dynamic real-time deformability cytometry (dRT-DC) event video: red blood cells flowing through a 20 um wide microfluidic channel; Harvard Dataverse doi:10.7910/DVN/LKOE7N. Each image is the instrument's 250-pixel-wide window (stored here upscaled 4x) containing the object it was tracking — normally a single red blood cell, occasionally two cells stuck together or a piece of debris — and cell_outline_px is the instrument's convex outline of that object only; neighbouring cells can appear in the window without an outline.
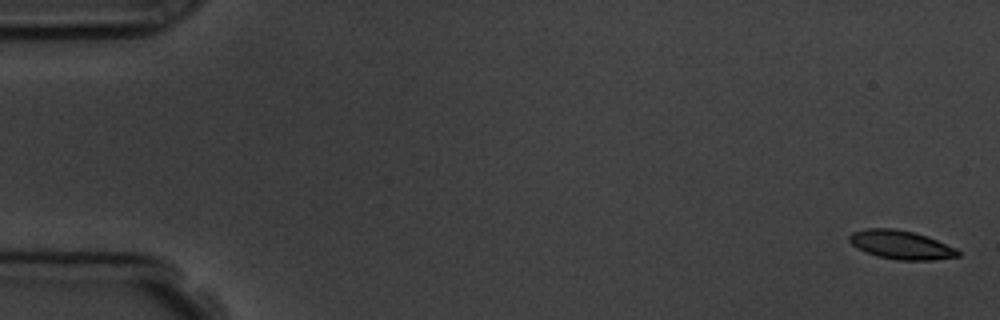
{"species": "common noctule bat (a hibernating species)", "species_latin": "Nyctalus noctula", "temperature_condition": "room temperature", "stored_images_in_passage": 6, "camera_frame_rate_fps": 3000, "um_per_image_px": 0.085, "animal": {"sex": "male", "body_mass_g": 19.5, "forearm_length_mm": 54.6}, "frame": {"image": 1, "passage_image": 1, "time_ms": 0.0, "image_size_px": [1000, 320], "cell_outline_px": [[960, 256], [932, 260], [896, 260], [876, 256], [864, 252], [856, 248], [848, 240], [848, 236], [852, 232], [864, 228], [892, 228], [912, 232], [928, 236], [956, 248], [960, 252]], "centroid_in_image_um": [76.55, 20.81], "position_along_channel_um": 8.5, "area_um2": 18.38}}
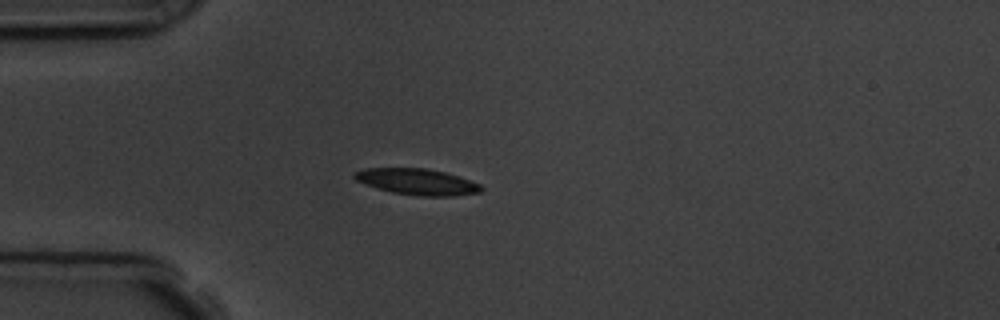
{"frame": {"image": 2, "passage_image": 5, "time_ms": 4.667, "image_size_px": [1000, 320], "cell_outline_px": [[484, 188], [480, 192], [452, 196], [416, 196], [392, 192], [356, 180], [352, 176], [356, 172], [364, 168], [424, 168], [448, 172], [480, 184]], "centroid_in_image_um": [35.5, 15.44], "position_along_channel_um": 49.5, "area_um2": 19.19}}